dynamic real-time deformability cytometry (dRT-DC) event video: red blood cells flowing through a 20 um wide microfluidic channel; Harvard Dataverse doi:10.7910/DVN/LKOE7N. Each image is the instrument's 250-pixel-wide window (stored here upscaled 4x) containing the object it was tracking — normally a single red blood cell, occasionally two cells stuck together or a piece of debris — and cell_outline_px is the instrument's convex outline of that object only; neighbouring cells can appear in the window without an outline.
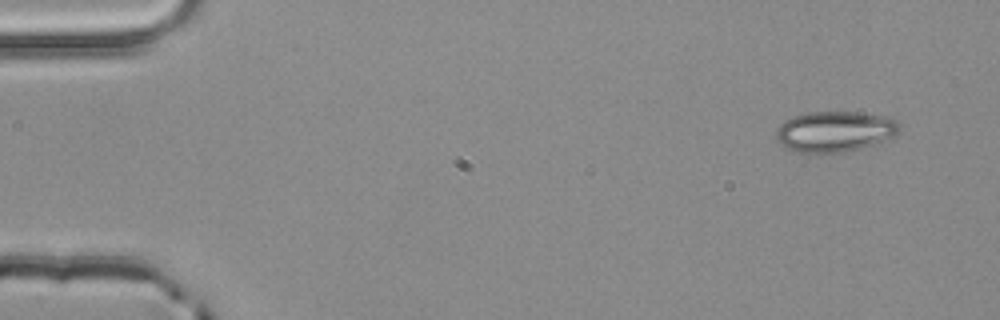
{"species": "common noctule bat (a hibernating species)", "species_latin": "Nyctalus noctula", "temperature_condition": "room temperature", "stored_images_in_passage": 4, "camera_frame_rate_fps": 3000, "um_per_image_px": 0.085, "animal": {"sex": "male", "body_mass_g": 20.4}, "frame": {"image": 1, "passage_image": 1, "time_ms": 0.0, "image_size_px": [1000, 320], "cell_outline_px": [[900, 128], [892, 136], [872, 144], [860, 148], [840, 152], [800, 152], [788, 148], [776, 140], [776, 128], [784, 120], [792, 116], [804, 112], [856, 112], [884, 116], [896, 120], [900, 124]], "centroid_in_image_um": [70.9, 11.15], "position_along_channel_um": 14.1, "area_um2": 28.84}}